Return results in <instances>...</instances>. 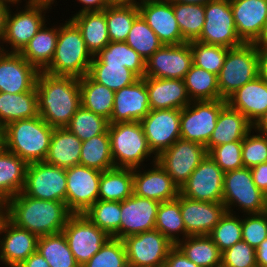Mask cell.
Returning a JSON list of instances; mask_svg holds the SVG:
<instances>
[{"mask_svg": "<svg viewBox=\"0 0 267 267\" xmlns=\"http://www.w3.org/2000/svg\"><path fill=\"white\" fill-rule=\"evenodd\" d=\"M173 12L182 37L187 42L197 40L205 22V5L173 2Z\"/></svg>", "mask_w": 267, "mask_h": 267, "instance_id": "cell-44", "label": "cell"}, {"mask_svg": "<svg viewBox=\"0 0 267 267\" xmlns=\"http://www.w3.org/2000/svg\"><path fill=\"white\" fill-rule=\"evenodd\" d=\"M192 64L189 42L163 45L145 61V77L183 80Z\"/></svg>", "mask_w": 267, "mask_h": 267, "instance_id": "cell-17", "label": "cell"}, {"mask_svg": "<svg viewBox=\"0 0 267 267\" xmlns=\"http://www.w3.org/2000/svg\"><path fill=\"white\" fill-rule=\"evenodd\" d=\"M250 171L255 185L267 195V162L254 166Z\"/></svg>", "mask_w": 267, "mask_h": 267, "instance_id": "cell-57", "label": "cell"}, {"mask_svg": "<svg viewBox=\"0 0 267 267\" xmlns=\"http://www.w3.org/2000/svg\"><path fill=\"white\" fill-rule=\"evenodd\" d=\"M82 141L66 127L54 128L45 162L61 168L80 165Z\"/></svg>", "mask_w": 267, "mask_h": 267, "instance_id": "cell-30", "label": "cell"}, {"mask_svg": "<svg viewBox=\"0 0 267 267\" xmlns=\"http://www.w3.org/2000/svg\"><path fill=\"white\" fill-rule=\"evenodd\" d=\"M83 214L110 237L120 239L121 202L97 200Z\"/></svg>", "mask_w": 267, "mask_h": 267, "instance_id": "cell-43", "label": "cell"}, {"mask_svg": "<svg viewBox=\"0 0 267 267\" xmlns=\"http://www.w3.org/2000/svg\"><path fill=\"white\" fill-rule=\"evenodd\" d=\"M150 110L183 109L191 103L184 80L144 77Z\"/></svg>", "mask_w": 267, "mask_h": 267, "instance_id": "cell-27", "label": "cell"}, {"mask_svg": "<svg viewBox=\"0 0 267 267\" xmlns=\"http://www.w3.org/2000/svg\"><path fill=\"white\" fill-rule=\"evenodd\" d=\"M108 132L115 167H143L146 166L143 162L149 161V157L153 159L150 165L157 161V156L149 148L140 121L109 124Z\"/></svg>", "mask_w": 267, "mask_h": 267, "instance_id": "cell-5", "label": "cell"}, {"mask_svg": "<svg viewBox=\"0 0 267 267\" xmlns=\"http://www.w3.org/2000/svg\"><path fill=\"white\" fill-rule=\"evenodd\" d=\"M2 145V129L0 128V146Z\"/></svg>", "mask_w": 267, "mask_h": 267, "instance_id": "cell-70", "label": "cell"}, {"mask_svg": "<svg viewBox=\"0 0 267 267\" xmlns=\"http://www.w3.org/2000/svg\"><path fill=\"white\" fill-rule=\"evenodd\" d=\"M207 155L201 143L178 139L157 156V162L180 189Z\"/></svg>", "mask_w": 267, "mask_h": 267, "instance_id": "cell-14", "label": "cell"}, {"mask_svg": "<svg viewBox=\"0 0 267 267\" xmlns=\"http://www.w3.org/2000/svg\"><path fill=\"white\" fill-rule=\"evenodd\" d=\"M125 42L145 61L163 46L140 14L135 18Z\"/></svg>", "mask_w": 267, "mask_h": 267, "instance_id": "cell-47", "label": "cell"}, {"mask_svg": "<svg viewBox=\"0 0 267 267\" xmlns=\"http://www.w3.org/2000/svg\"><path fill=\"white\" fill-rule=\"evenodd\" d=\"M258 43L267 44V25H266V28L264 30L262 39Z\"/></svg>", "mask_w": 267, "mask_h": 267, "instance_id": "cell-67", "label": "cell"}, {"mask_svg": "<svg viewBox=\"0 0 267 267\" xmlns=\"http://www.w3.org/2000/svg\"><path fill=\"white\" fill-rule=\"evenodd\" d=\"M197 41L228 49L244 43L237 35L230 0H212L205 5V22Z\"/></svg>", "mask_w": 267, "mask_h": 267, "instance_id": "cell-11", "label": "cell"}, {"mask_svg": "<svg viewBox=\"0 0 267 267\" xmlns=\"http://www.w3.org/2000/svg\"><path fill=\"white\" fill-rule=\"evenodd\" d=\"M49 2V3H51V4H54V3H56L55 2V0H35V2Z\"/></svg>", "mask_w": 267, "mask_h": 267, "instance_id": "cell-69", "label": "cell"}, {"mask_svg": "<svg viewBox=\"0 0 267 267\" xmlns=\"http://www.w3.org/2000/svg\"><path fill=\"white\" fill-rule=\"evenodd\" d=\"M88 75L113 91L129 86L139 79L130 69L116 64H90Z\"/></svg>", "mask_w": 267, "mask_h": 267, "instance_id": "cell-45", "label": "cell"}, {"mask_svg": "<svg viewBox=\"0 0 267 267\" xmlns=\"http://www.w3.org/2000/svg\"><path fill=\"white\" fill-rule=\"evenodd\" d=\"M266 238L267 211L259 214H244L242 216V240L257 249Z\"/></svg>", "mask_w": 267, "mask_h": 267, "instance_id": "cell-54", "label": "cell"}, {"mask_svg": "<svg viewBox=\"0 0 267 267\" xmlns=\"http://www.w3.org/2000/svg\"><path fill=\"white\" fill-rule=\"evenodd\" d=\"M259 76L267 82V44L256 43Z\"/></svg>", "mask_w": 267, "mask_h": 267, "instance_id": "cell-59", "label": "cell"}, {"mask_svg": "<svg viewBox=\"0 0 267 267\" xmlns=\"http://www.w3.org/2000/svg\"><path fill=\"white\" fill-rule=\"evenodd\" d=\"M259 76L256 43L229 48L218 74L220 96L226 100L236 90Z\"/></svg>", "mask_w": 267, "mask_h": 267, "instance_id": "cell-8", "label": "cell"}, {"mask_svg": "<svg viewBox=\"0 0 267 267\" xmlns=\"http://www.w3.org/2000/svg\"><path fill=\"white\" fill-rule=\"evenodd\" d=\"M256 249L245 241L235 243L221 254V267L256 266Z\"/></svg>", "mask_w": 267, "mask_h": 267, "instance_id": "cell-55", "label": "cell"}, {"mask_svg": "<svg viewBox=\"0 0 267 267\" xmlns=\"http://www.w3.org/2000/svg\"><path fill=\"white\" fill-rule=\"evenodd\" d=\"M4 215V203L0 201V219Z\"/></svg>", "mask_w": 267, "mask_h": 267, "instance_id": "cell-68", "label": "cell"}, {"mask_svg": "<svg viewBox=\"0 0 267 267\" xmlns=\"http://www.w3.org/2000/svg\"><path fill=\"white\" fill-rule=\"evenodd\" d=\"M172 2H179V3H190V4H203L206 5L208 2L212 0H171Z\"/></svg>", "mask_w": 267, "mask_h": 267, "instance_id": "cell-65", "label": "cell"}, {"mask_svg": "<svg viewBox=\"0 0 267 267\" xmlns=\"http://www.w3.org/2000/svg\"><path fill=\"white\" fill-rule=\"evenodd\" d=\"M145 0H109L110 5L136 6L139 7Z\"/></svg>", "mask_w": 267, "mask_h": 267, "instance_id": "cell-64", "label": "cell"}, {"mask_svg": "<svg viewBox=\"0 0 267 267\" xmlns=\"http://www.w3.org/2000/svg\"><path fill=\"white\" fill-rule=\"evenodd\" d=\"M252 129L253 125L242 113L226 104L218 115L216 127L205 146L206 151L221 144L243 141Z\"/></svg>", "mask_w": 267, "mask_h": 267, "instance_id": "cell-29", "label": "cell"}, {"mask_svg": "<svg viewBox=\"0 0 267 267\" xmlns=\"http://www.w3.org/2000/svg\"><path fill=\"white\" fill-rule=\"evenodd\" d=\"M18 267H50L44 257L36 250Z\"/></svg>", "mask_w": 267, "mask_h": 267, "instance_id": "cell-60", "label": "cell"}, {"mask_svg": "<svg viewBox=\"0 0 267 267\" xmlns=\"http://www.w3.org/2000/svg\"><path fill=\"white\" fill-rule=\"evenodd\" d=\"M253 133L252 129L242 142V162L250 169L267 162V136Z\"/></svg>", "mask_w": 267, "mask_h": 267, "instance_id": "cell-53", "label": "cell"}, {"mask_svg": "<svg viewBox=\"0 0 267 267\" xmlns=\"http://www.w3.org/2000/svg\"><path fill=\"white\" fill-rule=\"evenodd\" d=\"M72 214L64 202L36 199L23 192L4 203V215L37 237L61 233Z\"/></svg>", "mask_w": 267, "mask_h": 267, "instance_id": "cell-2", "label": "cell"}, {"mask_svg": "<svg viewBox=\"0 0 267 267\" xmlns=\"http://www.w3.org/2000/svg\"><path fill=\"white\" fill-rule=\"evenodd\" d=\"M52 5L49 2H35L25 4L20 10L12 11L9 7L6 23L5 33L0 47V51L8 53H20L39 29L48 22L45 16L51 11ZM51 7V8H50ZM19 10V11H18ZM46 20V21H45ZM4 44L10 48L5 49ZM9 44V45H8ZM10 49V50H9Z\"/></svg>", "mask_w": 267, "mask_h": 267, "instance_id": "cell-6", "label": "cell"}, {"mask_svg": "<svg viewBox=\"0 0 267 267\" xmlns=\"http://www.w3.org/2000/svg\"><path fill=\"white\" fill-rule=\"evenodd\" d=\"M151 166L150 169L145 168L147 166L133 169V194L160 203L177 198L180 189L171 176L157 161Z\"/></svg>", "mask_w": 267, "mask_h": 267, "instance_id": "cell-21", "label": "cell"}, {"mask_svg": "<svg viewBox=\"0 0 267 267\" xmlns=\"http://www.w3.org/2000/svg\"><path fill=\"white\" fill-rule=\"evenodd\" d=\"M80 165L101 172L115 167L112 159L111 142L108 131L82 142Z\"/></svg>", "mask_w": 267, "mask_h": 267, "instance_id": "cell-41", "label": "cell"}, {"mask_svg": "<svg viewBox=\"0 0 267 267\" xmlns=\"http://www.w3.org/2000/svg\"><path fill=\"white\" fill-rule=\"evenodd\" d=\"M13 8L16 5H11L5 2L0 1V47L4 38L5 33V23H6V16L9 10V7Z\"/></svg>", "mask_w": 267, "mask_h": 267, "instance_id": "cell-61", "label": "cell"}, {"mask_svg": "<svg viewBox=\"0 0 267 267\" xmlns=\"http://www.w3.org/2000/svg\"><path fill=\"white\" fill-rule=\"evenodd\" d=\"M139 14L156 33L163 45L184 44L171 0H145L139 7Z\"/></svg>", "mask_w": 267, "mask_h": 267, "instance_id": "cell-20", "label": "cell"}, {"mask_svg": "<svg viewBox=\"0 0 267 267\" xmlns=\"http://www.w3.org/2000/svg\"><path fill=\"white\" fill-rule=\"evenodd\" d=\"M36 91L39 116L53 128L67 127L81 106L79 78L40 71Z\"/></svg>", "mask_w": 267, "mask_h": 267, "instance_id": "cell-1", "label": "cell"}, {"mask_svg": "<svg viewBox=\"0 0 267 267\" xmlns=\"http://www.w3.org/2000/svg\"><path fill=\"white\" fill-rule=\"evenodd\" d=\"M150 112L148 91L144 78L115 91L110 124L141 121Z\"/></svg>", "mask_w": 267, "mask_h": 267, "instance_id": "cell-26", "label": "cell"}, {"mask_svg": "<svg viewBox=\"0 0 267 267\" xmlns=\"http://www.w3.org/2000/svg\"><path fill=\"white\" fill-rule=\"evenodd\" d=\"M189 43L193 55V64L218 76L228 48L197 40L190 41Z\"/></svg>", "mask_w": 267, "mask_h": 267, "instance_id": "cell-50", "label": "cell"}, {"mask_svg": "<svg viewBox=\"0 0 267 267\" xmlns=\"http://www.w3.org/2000/svg\"><path fill=\"white\" fill-rule=\"evenodd\" d=\"M179 203L187 236L208 235L225 214L223 202H204L179 193Z\"/></svg>", "mask_w": 267, "mask_h": 267, "instance_id": "cell-25", "label": "cell"}, {"mask_svg": "<svg viewBox=\"0 0 267 267\" xmlns=\"http://www.w3.org/2000/svg\"><path fill=\"white\" fill-rule=\"evenodd\" d=\"M62 233L80 267L89 261L110 238L104 230L94 225L83 213L72 214Z\"/></svg>", "mask_w": 267, "mask_h": 267, "instance_id": "cell-12", "label": "cell"}, {"mask_svg": "<svg viewBox=\"0 0 267 267\" xmlns=\"http://www.w3.org/2000/svg\"><path fill=\"white\" fill-rule=\"evenodd\" d=\"M91 64L122 65L134 72L139 78L145 77V60L126 42H112L92 59Z\"/></svg>", "mask_w": 267, "mask_h": 267, "instance_id": "cell-37", "label": "cell"}, {"mask_svg": "<svg viewBox=\"0 0 267 267\" xmlns=\"http://www.w3.org/2000/svg\"><path fill=\"white\" fill-rule=\"evenodd\" d=\"M183 80L191 102L224 100L220 96L217 75L213 73L192 64Z\"/></svg>", "mask_w": 267, "mask_h": 267, "instance_id": "cell-39", "label": "cell"}, {"mask_svg": "<svg viewBox=\"0 0 267 267\" xmlns=\"http://www.w3.org/2000/svg\"><path fill=\"white\" fill-rule=\"evenodd\" d=\"M27 165L19 156L0 146V201L5 203L23 191Z\"/></svg>", "mask_w": 267, "mask_h": 267, "instance_id": "cell-31", "label": "cell"}, {"mask_svg": "<svg viewBox=\"0 0 267 267\" xmlns=\"http://www.w3.org/2000/svg\"><path fill=\"white\" fill-rule=\"evenodd\" d=\"M176 246L200 267H221V252L208 235L187 236Z\"/></svg>", "mask_w": 267, "mask_h": 267, "instance_id": "cell-38", "label": "cell"}, {"mask_svg": "<svg viewBox=\"0 0 267 267\" xmlns=\"http://www.w3.org/2000/svg\"><path fill=\"white\" fill-rule=\"evenodd\" d=\"M242 216L225 212L208 236L218 246L220 252L242 241Z\"/></svg>", "mask_w": 267, "mask_h": 267, "instance_id": "cell-49", "label": "cell"}, {"mask_svg": "<svg viewBox=\"0 0 267 267\" xmlns=\"http://www.w3.org/2000/svg\"><path fill=\"white\" fill-rule=\"evenodd\" d=\"M160 202L132 194L121 202L120 239L155 229Z\"/></svg>", "mask_w": 267, "mask_h": 267, "instance_id": "cell-24", "label": "cell"}, {"mask_svg": "<svg viewBox=\"0 0 267 267\" xmlns=\"http://www.w3.org/2000/svg\"><path fill=\"white\" fill-rule=\"evenodd\" d=\"M39 72L20 53L0 51V92L18 94L33 90Z\"/></svg>", "mask_w": 267, "mask_h": 267, "instance_id": "cell-22", "label": "cell"}, {"mask_svg": "<svg viewBox=\"0 0 267 267\" xmlns=\"http://www.w3.org/2000/svg\"><path fill=\"white\" fill-rule=\"evenodd\" d=\"M2 2L11 4V5H17L16 7L18 8V5H21L20 3L22 2V0H0ZM26 4H31V3H35V0H24ZM19 3V4H18Z\"/></svg>", "mask_w": 267, "mask_h": 267, "instance_id": "cell-66", "label": "cell"}, {"mask_svg": "<svg viewBox=\"0 0 267 267\" xmlns=\"http://www.w3.org/2000/svg\"><path fill=\"white\" fill-rule=\"evenodd\" d=\"M155 229L174 245L186 238V228L180 211L179 194L173 200L160 203Z\"/></svg>", "mask_w": 267, "mask_h": 267, "instance_id": "cell-40", "label": "cell"}, {"mask_svg": "<svg viewBox=\"0 0 267 267\" xmlns=\"http://www.w3.org/2000/svg\"><path fill=\"white\" fill-rule=\"evenodd\" d=\"M37 241L35 234L16 226L3 215L0 219V265L18 267L37 250Z\"/></svg>", "mask_w": 267, "mask_h": 267, "instance_id": "cell-19", "label": "cell"}, {"mask_svg": "<svg viewBox=\"0 0 267 267\" xmlns=\"http://www.w3.org/2000/svg\"><path fill=\"white\" fill-rule=\"evenodd\" d=\"M226 211L244 214H259L267 211V195L253 182L250 168L225 172L223 181V198Z\"/></svg>", "mask_w": 267, "mask_h": 267, "instance_id": "cell-7", "label": "cell"}, {"mask_svg": "<svg viewBox=\"0 0 267 267\" xmlns=\"http://www.w3.org/2000/svg\"><path fill=\"white\" fill-rule=\"evenodd\" d=\"M53 130L40 116L17 120L2 129V145L27 164L45 161Z\"/></svg>", "mask_w": 267, "mask_h": 267, "instance_id": "cell-3", "label": "cell"}, {"mask_svg": "<svg viewBox=\"0 0 267 267\" xmlns=\"http://www.w3.org/2000/svg\"><path fill=\"white\" fill-rule=\"evenodd\" d=\"M132 194V168L114 167L102 172L98 200L122 202Z\"/></svg>", "mask_w": 267, "mask_h": 267, "instance_id": "cell-36", "label": "cell"}, {"mask_svg": "<svg viewBox=\"0 0 267 267\" xmlns=\"http://www.w3.org/2000/svg\"><path fill=\"white\" fill-rule=\"evenodd\" d=\"M37 251L50 267H80L62 232L38 237Z\"/></svg>", "mask_w": 267, "mask_h": 267, "instance_id": "cell-42", "label": "cell"}, {"mask_svg": "<svg viewBox=\"0 0 267 267\" xmlns=\"http://www.w3.org/2000/svg\"><path fill=\"white\" fill-rule=\"evenodd\" d=\"M93 57L79 28L71 19H67L59 25L53 59L43 71L52 75L81 78L88 74Z\"/></svg>", "mask_w": 267, "mask_h": 267, "instance_id": "cell-4", "label": "cell"}, {"mask_svg": "<svg viewBox=\"0 0 267 267\" xmlns=\"http://www.w3.org/2000/svg\"><path fill=\"white\" fill-rule=\"evenodd\" d=\"M180 115V109L150 110L140 121L149 148L156 156L181 139Z\"/></svg>", "mask_w": 267, "mask_h": 267, "instance_id": "cell-18", "label": "cell"}, {"mask_svg": "<svg viewBox=\"0 0 267 267\" xmlns=\"http://www.w3.org/2000/svg\"><path fill=\"white\" fill-rule=\"evenodd\" d=\"M127 265L123 241L110 237L101 249L81 267H126Z\"/></svg>", "mask_w": 267, "mask_h": 267, "instance_id": "cell-51", "label": "cell"}, {"mask_svg": "<svg viewBox=\"0 0 267 267\" xmlns=\"http://www.w3.org/2000/svg\"><path fill=\"white\" fill-rule=\"evenodd\" d=\"M256 264L259 267H267V238L256 249Z\"/></svg>", "mask_w": 267, "mask_h": 267, "instance_id": "cell-62", "label": "cell"}, {"mask_svg": "<svg viewBox=\"0 0 267 267\" xmlns=\"http://www.w3.org/2000/svg\"><path fill=\"white\" fill-rule=\"evenodd\" d=\"M255 132L267 136V110L262 117L253 125Z\"/></svg>", "mask_w": 267, "mask_h": 267, "instance_id": "cell-63", "label": "cell"}, {"mask_svg": "<svg viewBox=\"0 0 267 267\" xmlns=\"http://www.w3.org/2000/svg\"><path fill=\"white\" fill-rule=\"evenodd\" d=\"M76 1V0H75ZM79 4H82L80 10L75 14L83 12L103 11L110 5L109 0H77Z\"/></svg>", "mask_w": 267, "mask_h": 267, "instance_id": "cell-58", "label": "cell"}, {"mask_svg": "<svg viewBox=\"0 0 267 267\" xmlns=\"http://www.w3.org/2000/svg\"><path fill=\"white\" fill-rule=\"evenodd\" d=\"M242 142L243 141H233L212 147L207 154L216 162L224 173L241 169L244 167L242 162Z\"/></svg>", "mask_w": 267, "mask_h": 267, "instance_id": "cell-52", "label": "cell"}, {"mask_svg": "<svg viewBox=\"0 0 267 267\" xmlns=\"http://www.w3.org/2000/svg\"><path fill=\"white\" fill-rule=\"evenodd\" d=\"M224 174L207 155L181 186L180 194L195 201L222 202Z\"/></svg>", "mask_w": 267, "mask_h": 267, "instance_id": "cell-16", "label": "cell"}, {"mask_svg": "<svg viewBox=\"0 0 267 267\" xmlns=\"http://www.w3.org/2000/svg\"><path fill=\"white\" fill-rule=\"evenodd\" d=\"M58 34V24H54L53 27H47L45 23L27 43L20 54L39 71H43L53 59Z\"/></svg>", "mask_w": 267, "mask_h": 267, "instance_id": "cell-34", "label": "cell"}, {"mask_svg": "<svg viewBox=\"0 0 267 267\" xmlns=\"http://www.w3.org/2000/svg\"><path fill=\"white\" fill-rule=\"evenodd\" d=\"M130 267H164L174 244L156 229L122 239Z\"/></svg>", "mask_w": 267, "mask_h": 267, "instance_id": "cell-13", "label": "cell"}, {"mask_svg": "<svg viewBox=\"0 0 267 267\" xmlns=\"http://www.w3.org/2000/svg\"><path fill=\"white\" fill-rule=\"evenodd\" d=\"M108 126L109 121L107 119L96 115L81 105L66 128L83 142L106 133Z\"/></svg>", "mask_w": 267, "mask_h": 267, "instance_id": "cell-48", "label": "cell"}, {"mask_svg": "<svg viewBox=\"0 0 267 267\" xmlns=\"http://www.w3.org/2000/svg\"><path fill=\"white\" fill-rule=\"evenodd\" d=\"M226 102L254 125L267 110V82L257 76L230 95Z\"/></svg>", "mask_w": 267, "mask_h": 267, "instance_id": "cell-28", "label": "cell"}, {"mask_svg": "<svg viewBox=\"0 0 267 267\" xmlns=\"http://www.w3.org/2000/svg\"><path fill=\"white\" fill-rule=\"evenodd\" d=\"M164 267H200L189 260L185 254L174 245L168 252Z\"/></svg>", "mask_w": 267, "mask_h": 267, "instance_id": "cell-56", "label": "cell"}, {"mask_svg": "<svg viewBox=\"0 0 267 267\" xmlns=\"http://www.w3.org/2000/svg\"><path fill=\"white\" fill-rule=\"evenodd\" d=\"M138 15L139 9L136 6L109 5L106 7V22L110 41L125 42Z\"/></svg>", "mask_w": 267, "mask_h": 267, "instance_id": "cell-46", "label": "cell"}, {"mask_svg": "<svg viewBox=\"0 0 267 267\" xmlns=\"http://www.w3.org/2000/svg\"><path fill=\"white\" fill-rule=\"evenodd\" d=\"M226 100L192 101L181 109V139L201 143L206 146L217 124Z\"/></svg>", "mask_w": 267, "mask_h": 267, "instance_id": "cell-9", "label": "cell"}, {"mask_svg": "<svg viewBox=\"0 0 267 267\" xmlns=\"http://www.w3.org/2000/svg\"><path fill=\"white\" fill-rule=\"evenodd\" d=\"M81 105L96 115L107 119L113 112L115 91L94 81L88 74L79 78Z\"/></svg>", "mask_w": 267, "mask_h": 267, "instance_id": "cell-35", "label": "cell"}, {"mask_svg": "<svg viewBox=\"0 0 267 267\" xmlns=\"http://www.w3.org/2000/svg\"><path fill=\"white\" fill-rule=\"evenodd\" d=\"M66 169L45 161L29 163L23 193L36 199L66 203Z\"/></svg>", "mask_w": 267, "mask_h": 267, "instance_id": "cell-10", "label": "cell"}, {"mask_svg": "<svg viewBox=\"0 0 267 267\" xmlns=\"http://www.w3.org/2000/svg\"><path fill=\"white\" fill-rule=\"evenodd\" d=\"M81 31L90 53L95 56L110 42L106 22V8L103 11L83 12L69 17Z\"/></svg>", "mask_w": 267, "mask_h": 267, "instance_id": "cell-32", "label": "cell"}, {"mask_svg": "<svg viewBox=\"0 0 267 267\" xmlns=\"http://www.w3.org/2000/svg\"><path fill=\"white\" fill-rule=\"evenodd\" d=\"M237 35L244 43H257L267 25V0H230Z\"/></svg>", "mask_w": 267, "mask_h": 267, "instance_id": "cell-23", "label": "cell"}, {"mask_svg": "<svg viewBox=\"0 0 267 267\" xmlns=\"http://www.w3.org/2000/svg\"><path fill=\"white\" fill-rule=\"evenodd\" d=\"M102 172L82 165L66 169V205L73 214H82L99 196Z\"/></svg>", "mask_w": 267, "mask_h": 267, "instance_id": "cell-15", "label": "cell"}, {"mask_svg": "<svg viewBox=\"0 0 267 267\" xmlns=\"http://www.w3.org/2000/svg\"><path fill=\"white\" fill-rule=\"evenodd\" d=\"M39 116L36 87L28 92L10 94L0 92V128L9 123Z\"/></svg>", "mask_w": 267, "mask_h": 267, "instance_id": "cell-33", "label": "cell"}]
</instances>
